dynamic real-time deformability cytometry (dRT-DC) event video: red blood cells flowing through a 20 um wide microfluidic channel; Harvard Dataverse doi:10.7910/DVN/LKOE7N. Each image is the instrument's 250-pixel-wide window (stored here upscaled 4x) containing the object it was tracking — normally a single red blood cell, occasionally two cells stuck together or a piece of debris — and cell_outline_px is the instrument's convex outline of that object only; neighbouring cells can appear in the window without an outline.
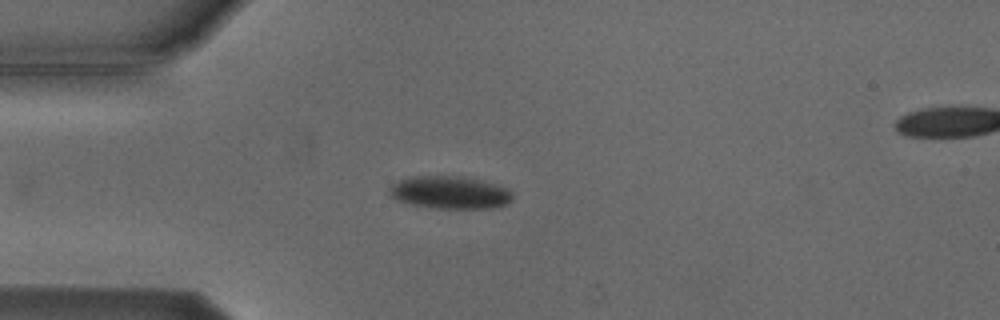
{"species": "Egyptian fruit bat (a non-hibernating species)", "species_latin": "Rousettus aegyptiacus", "temperature_condition": "cold", "stored_images_in_passage": 5, "camera_frame_rate_fps": 3000, "um_per_image_px": 0.085, "animal": {"sex": "male"}, "frame": {"image": 1, "passage_image": 4, "time_ms": 3.667, "image_size_px": [1000, 320], "cell_outline_px": [[512, 200], [508, 204], [492, 208], [432, 208], [412, 204], [396, 200], [388, 192], [388, 188], [392, 184], [400, 180], [412, 176], [460, 176], [484, 180], [508, 188], [512, 192]], "centroid_in_image_um": [38.26, 16.35], "position_along_channel_um": 46.7, "area_um2": 23.64}}